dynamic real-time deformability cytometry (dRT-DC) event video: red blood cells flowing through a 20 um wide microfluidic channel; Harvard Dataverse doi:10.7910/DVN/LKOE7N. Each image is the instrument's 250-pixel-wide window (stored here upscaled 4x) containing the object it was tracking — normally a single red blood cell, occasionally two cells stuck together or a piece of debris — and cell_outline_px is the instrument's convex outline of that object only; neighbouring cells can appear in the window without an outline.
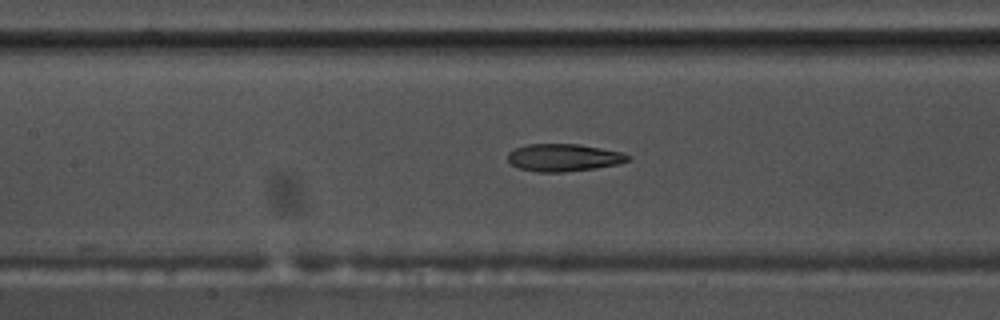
{"species": "common noctule bat (a hibernating species)", "species_latin": "Nyctalus noctula", "temperature_condition": "warm", "stored_images_in_passage": 33, "camera_frame_rate_fps": 3000, "um_per_image_px": 0.085, "animal": {"sex": "male", "body_mass_g": 17.5, "forearm_length_mm": 52.3}, "frame": {"image": 1, "passage_image": 22, "time_ms": 7.0, "image_size_px": [1000, 320], "cell_outline_px": [[632, 156], [628, 160], [616, 164], [596, 168], [564, 172], [536, 172], [516, 168], [508, 160], [508, 152], [516, 148], [528, 144], [576, 144], [600, 148], [620, 152]], "centroid_in_image_um": [47.87, 13.4], "position_along_channel_um": 159.5, "area_um2": 19.13}}
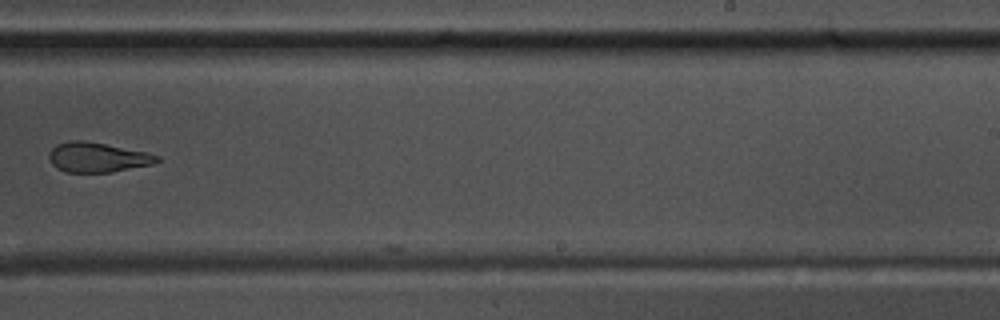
{"frame": {"image": 2, "passage_image": 32, "time_ms": 10.333, "image_size_px": [1000, 320], "cell_outline_px": [[160, 160], [152, 164], [112, 172], [64, 172], [56, 168], [48, 160], [48, 152], [56, 144], [68, 140], [84, 140], [148, 152], [160, 156]], "centroid_in_image_um": [8.25, 13.36], "position_along_channel_um": 280.8, "area_um2": 18.96}}